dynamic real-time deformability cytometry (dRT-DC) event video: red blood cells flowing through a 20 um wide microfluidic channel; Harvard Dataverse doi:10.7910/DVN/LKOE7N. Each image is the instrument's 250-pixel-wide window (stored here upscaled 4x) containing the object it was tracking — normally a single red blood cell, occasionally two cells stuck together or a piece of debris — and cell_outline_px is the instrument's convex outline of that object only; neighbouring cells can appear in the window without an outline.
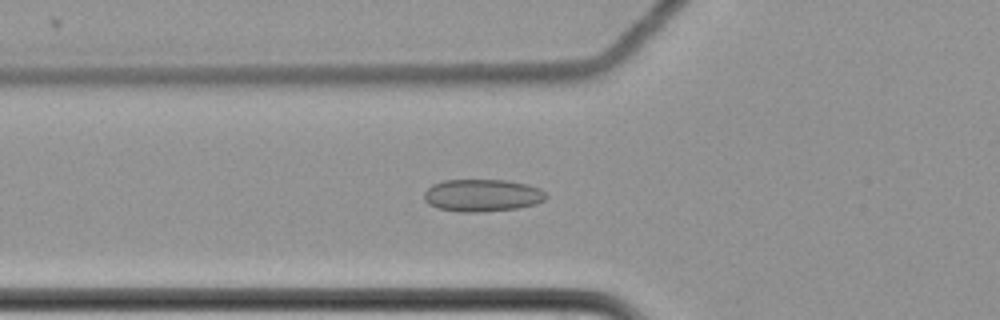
{"species": "common noctule bat (a hibernating species)", "species_latin": "Nyctalus noctula", "temperature_condition": "cold", "stored_images_in_passage": 55, "camera_frame_rate_fps": 3000, "um_per_image_px": 0.085, "animal": {"sex": "female", "body_mass_g": 22.7, "forearm_length_mm": 54.2}, "frame": {"image": 1, "passage_image": 17, "time_ms": 5.333, "image_size_px": [1000, 320], "cell_outline_px": [[548, 196], [544, 200], [536, 204], [516, 208], [476, 212], [460, 212], [436, 208], [428, 204], [424, 200], [424, 192], [432, 184], [444, 180], [508, 180], [528, 184], [540, 188]], "centroid_in_image_um": [40.98, 16.6], "position_along_channel_um": 84.8, "area_um2": 23.12}}
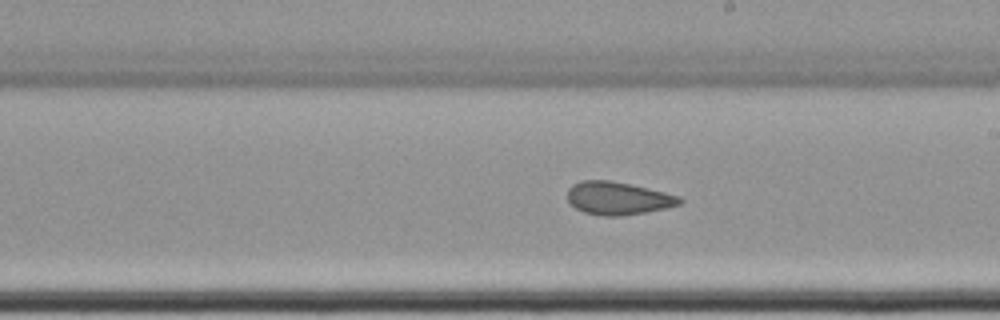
{"frame": {"image": 2, "passage_image": 30, "time_ms": 9.667, "image_size_px": [1000, 320], "cell_outline_px": [[684, 200], [680, 204], [664, 208], [644, 212], [620, 216], [604, 216], [584, 212], [576, 208], [568, 200], [568, 188], [572, 184], [580, 180], [612, 180], [664, 192], [680, 196]], "centroid_in_image_um": [52.51, 16.84], "position_along_channel_um": 236.5, "area_um2": 21.39}}
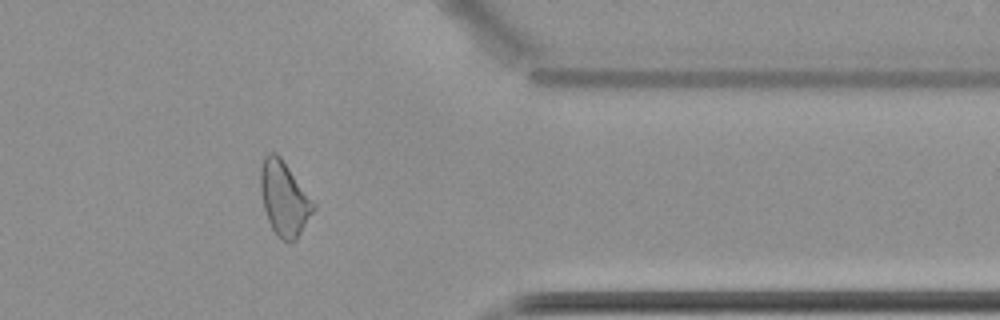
{"frame": {"image": 3, "passage_image": 44, "time_ms": 14.333, "image_size_px": [1000, 320], "cell_outline_px": [[316, 208], [296, 240], [284, 240], [276, 236], [268, 220], [264, 208], [260, 188], [260, 168], [264, 156], [268, 152], [276, 152], [280, 156], [316, 204]], "centroid_in_image_um": [24.15, 16.85], "position_along_channel_um": 387.3, "area_um2": 22.83}, "authors_computed_cell_mechanics": {"area_um2": 22.542, "velocity_mm_per_s": 3.5007, "shape_relaxation_time_tau1_ms": null, "shape_relaxation_time_tau2_ms": 1.9401, "deformation_change_tau1": null, "deformation_change_tau2": 0.0726}}